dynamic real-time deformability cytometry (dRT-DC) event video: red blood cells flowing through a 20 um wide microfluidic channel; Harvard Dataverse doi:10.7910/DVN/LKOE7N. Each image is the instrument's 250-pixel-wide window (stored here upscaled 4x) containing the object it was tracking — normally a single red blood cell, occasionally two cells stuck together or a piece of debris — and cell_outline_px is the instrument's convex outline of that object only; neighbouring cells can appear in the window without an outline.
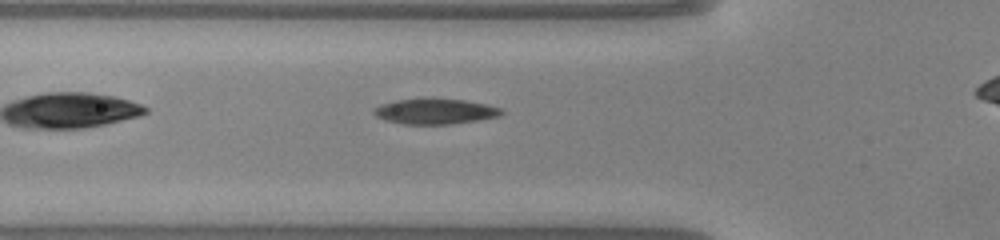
{"species": "common noctule bat (a hibernating species)", "species_latin": "Nyctalus noctula", "temperature_condition": "warm", "stored_images_in_passage": 28, "camera_frame_rate_fps": 3000, "um_per_image_px": 0.085, "animal": {"sex": "male", "body_mass_g": 20.0, "forearm_length_mm": 53.3}, "frame": {"image": 1, "passage_image": 2, "time_ms": 0.333, "image_size_px": [1000, 240], "cell_outline_px": [[504, 112], [500, 116], [452, 124], [404, 124], [388, 120], [376, 116], [372, 112], [380, 104], [396, 100], [464, 100], [484, 104], [500, 108]], "centroid_in_image_um": [36.99, 9.49], "position_along_channel_um": 88.8, "area_um2": 18.21}}
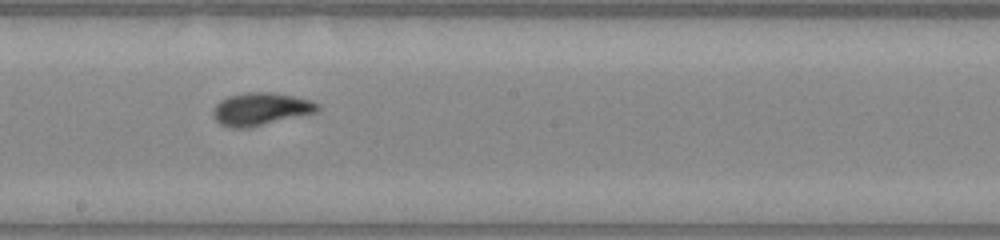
{"frame": {"image": 2, "passage_image": 12, "time_ms": 3.667, "image_size_px": [1000, 240], "cell_outline_px": [[320, 108], [316, 112], [248, 128], [232, 128], [220, 124], [216, 120], [212, 112], [216, 104], [220, 100], [228, 96], [248, 92], [272, 92], [312, 100], [320, 104]], "centroid_in_image_um": [22.16, 9.26], "position_along_channel_um": 226.0, "area_um2": 19.83}}
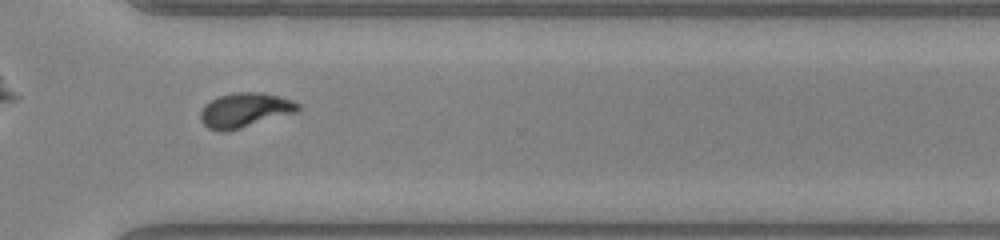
{"frame": {"image": 3, "passage_image": 21, "time_ms": 6.667, "image_size_px": [1000, 240], "cell_outline_px": [[300, 108], [296, 112], [240, 128], [224, 132], [220, 132], [208, 128], [200, 120], [200, 112], [204, 104], [220, 96], [236, 92], [260, 92], [280, 96], [292, 100], [300, 104]], "centroid_in_image_um": [20.79, 9.36], "position_along_channel_um": 349.8, "area_um2": 19.54}}